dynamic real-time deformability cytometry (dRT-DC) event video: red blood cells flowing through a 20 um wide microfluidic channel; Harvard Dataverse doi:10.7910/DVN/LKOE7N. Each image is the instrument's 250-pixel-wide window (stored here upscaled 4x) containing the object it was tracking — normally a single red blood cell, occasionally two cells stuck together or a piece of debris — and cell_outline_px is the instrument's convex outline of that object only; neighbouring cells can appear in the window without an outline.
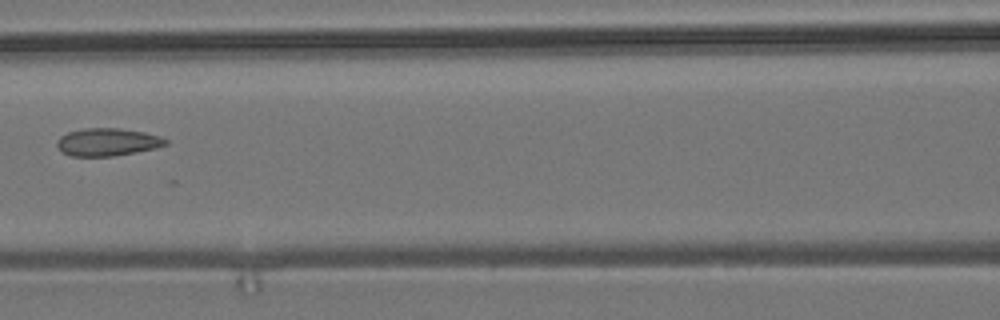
{"species": "common noctule bat (a hibernating species)", "species_latin": "Nyctalus noctula", "temperature_condition": "room temperature", "stored_images_in_passage": 8, "camera_frame_rate_fps": 3000, "um_per_image_px": 0.085, "animal": {"sex": "male", "body_mass_g": 19.2, "forearm_length_mm": 51.8}, "frame": {"image": 1, "passage_image": 7, "time_ms": 7.333, "image_size_px": [1000, 320], "cell_outline_px": [[168, 144], [156, 148], [136, 152], [112, 156], [72, 156], [60, 152], [56, 144], [56, 140], [60, 136], [68, 132], [84, 128], [120, 128], [144, 132], [160, 136], [168, 140]], "centroid_in_image_um": [9.11, 12.07], "position_along_channel_um": 157.5, "area_um2": 17.69}}